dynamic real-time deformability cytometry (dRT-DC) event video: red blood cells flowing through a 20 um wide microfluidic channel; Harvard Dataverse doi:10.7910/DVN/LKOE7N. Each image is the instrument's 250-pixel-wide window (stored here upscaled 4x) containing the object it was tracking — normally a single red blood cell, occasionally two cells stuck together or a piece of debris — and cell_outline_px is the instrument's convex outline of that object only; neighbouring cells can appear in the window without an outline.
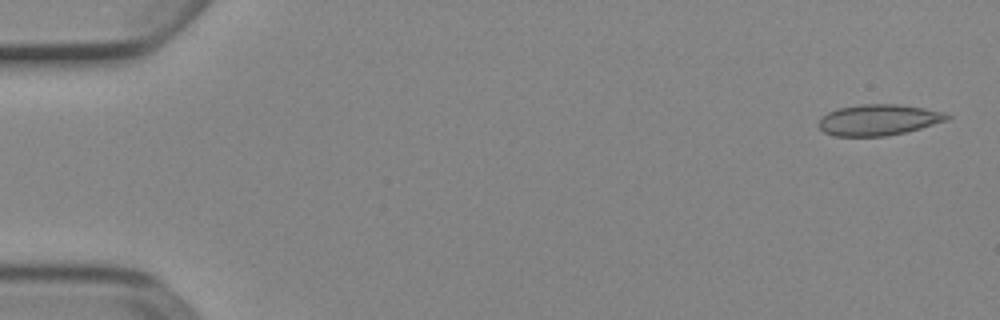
{"species": "Egyptian fruit bat (a non-hibernating species)", "species_latin": "Rousettus aegyptiacus", "temperature_condition": "cold", "stored_images_in_passage": 5, "camera_frame_rate_fps": 3000, "um_per_image_px": 0.085, "animal": {"sex": "female"}, "frame": {"image": 1, "passage_image": 1, "time_ms": 0.0, "image_size_px": [1000, 320], "cell_outline_px": [[952, 116], [948, 120], [920, 128], [888, 136], [836, 136], [824, 132], [816, 124], [828, 112], [836, 108], [860, 104], [896, 104], [924, 108], [948, 112]], "centroid_in_image_um": [74.69, 10.18], "position_along_channel_um": 10.3, "area_um2": 23.29}}
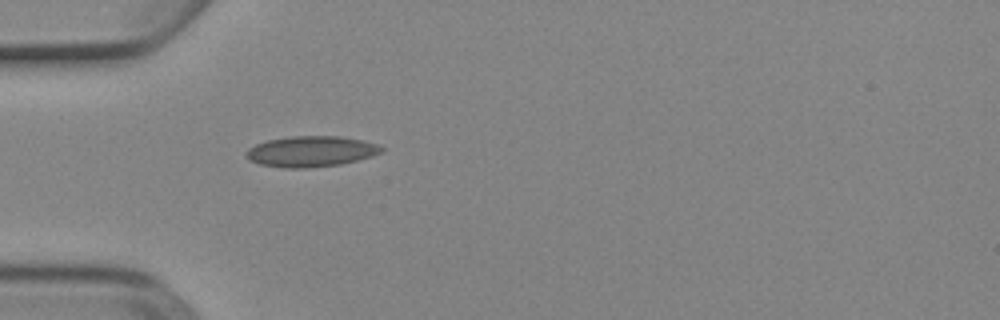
{"frame": {"image": 2, "passage_image": 5, "time_ms": 1.333, "image_size_px": [1000, 320], "cell_outline_px": [[384, 148], [380, 152], [372, 156], [340, 164], [304, 168], [284, 168], [260, 164], [248, 160], [244, 156], [244, 152], [248, 148], [256, 144], [268, 140], [288, 136], [340, 136], [360, 140], [376, 144]], "centroid_in_image_um": [26.36, 12.87], "position_along_channel_um": 58.6, "area_um2": 24.16}}